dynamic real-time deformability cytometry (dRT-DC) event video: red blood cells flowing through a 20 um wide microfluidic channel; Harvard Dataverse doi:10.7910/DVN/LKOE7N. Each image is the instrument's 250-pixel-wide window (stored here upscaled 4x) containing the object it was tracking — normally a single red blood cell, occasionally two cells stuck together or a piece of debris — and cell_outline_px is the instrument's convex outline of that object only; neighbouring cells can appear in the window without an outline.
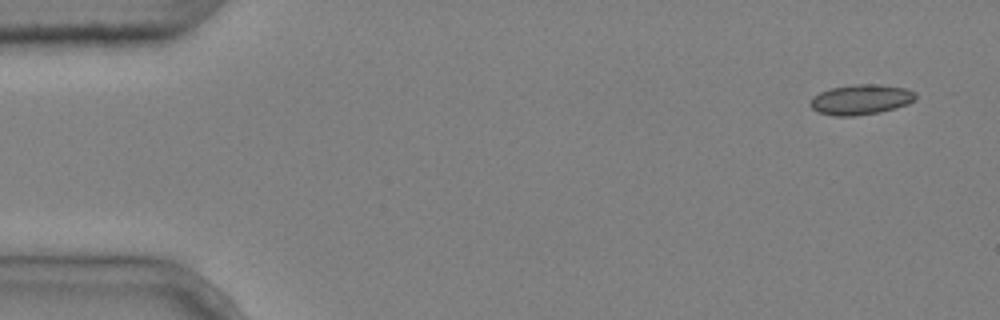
{"species": "common noctule bat (a hibernating species)", "species_latin": "Nyctalus noctula", "temperature_condition": "cold", "stored_images_in_passage": 4, "camera_frame_rate_fps": 3000, "um_per_image_px": 0.085, "animal": {"sex": "male", "body_mass_g": 20.4}, "frame": {"image": 1, "passage_image": 1, "time_ms": 0.0, "image_size_px": [1000, 320], "cell_outline_px": [[916, 100], [908, 104], [896, 108], [880, 112], [856, 116], [832, 116], [816, 112], [808, 104], [812, 96], [820, 92], [832, 88], [856, 84], [880, 84], [904, 88], [916, 92]], "centroid_in_image_um": [73.16, 8.47], "position_along_channel_um": 11.8, "area_um2": 18.79}}
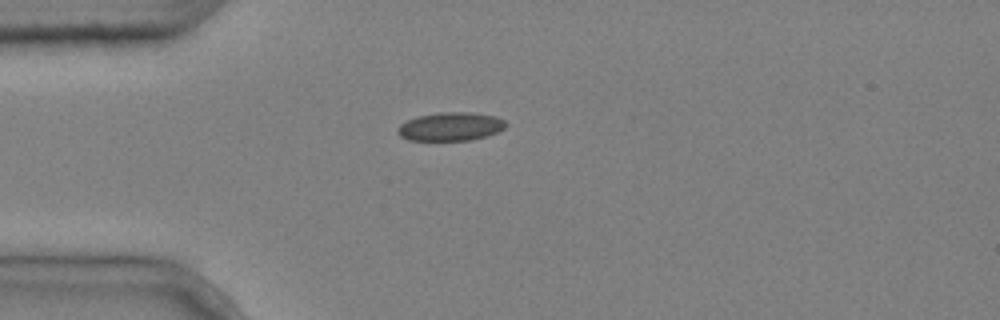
{"frame": {"image": 2, "passage_image": 4, "time_ms": 1.0, "image_size_px": [1000, 320], "cell_outline_px": [[508, 124], [504, 128], [496, 132], [472, 140], [408, 140], [400, 136], [396, 132], [396, 128], [400, 124], [416, 116], [440, 112], [472, 112], [496, 116], [504, 120]], "centroid_in_image_um": [38.27, 10.75], "position_along_channel_um": 46.7, "area_um2": 18.03}}